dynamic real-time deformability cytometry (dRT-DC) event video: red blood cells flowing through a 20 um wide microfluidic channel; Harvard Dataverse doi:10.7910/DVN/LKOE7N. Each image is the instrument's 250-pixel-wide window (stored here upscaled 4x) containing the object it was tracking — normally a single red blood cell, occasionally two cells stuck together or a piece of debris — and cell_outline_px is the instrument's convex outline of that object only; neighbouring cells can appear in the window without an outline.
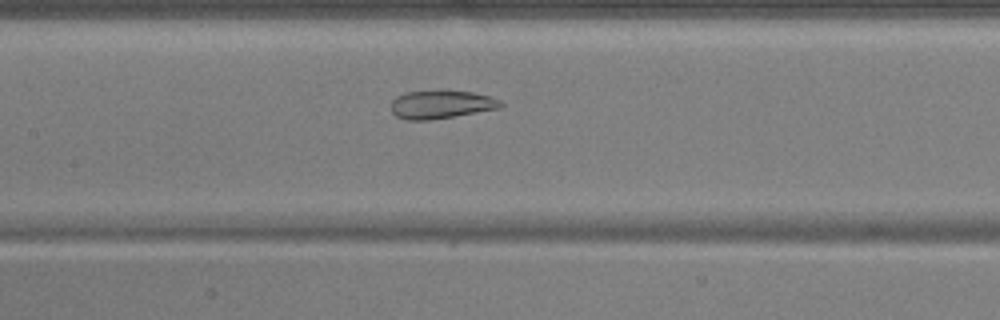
{"species": "common noctule bat (a hibernating species)", "species_latin": "Nyctalus noctula", "temperature_condition": "warm", "stored_images_in_passage": 49, "camera_frame_rate_fps": 3000, "um_per_image_px": 0.085, "animal": {"sex": "male", "body_mass_g": 17.9, "forearm_length_mm": 54.2}, "frame": {"image": 1, "passage_image": 21, "time_ms": 6.667, "image_size_px": [1000, 320], "cell_outline_px": [[504, 104], [500, 108], [428, 120], [408, 120], [396, 116], [392, 112], [392, 100], [396, 96], [408, 92], [440, 88], [472, 92], [488, 96], [500, 100]], "centroid_in_image_um": [37.48, 8.84], "position_along_channel_um": 169.9, "area_um2": 18.32}}
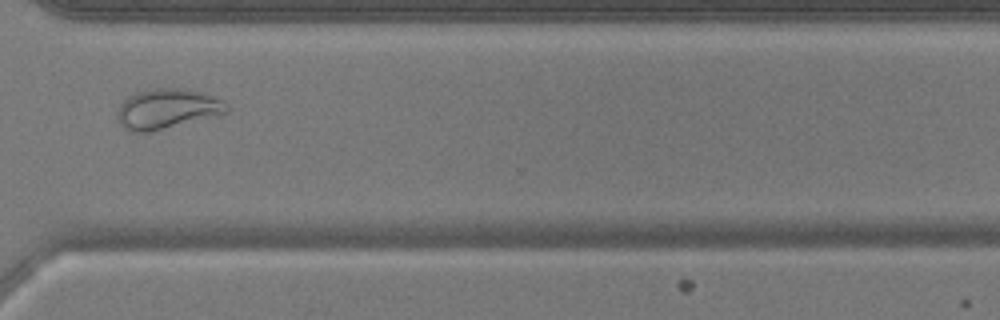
{"frame": {"image": 2, "passage_image": 36, "time_ms": 11.667, "image_size_px": [1000, 320], "cell_outline_px": [[228, 112], [148, 132], [132, 132], [124, 128], [120, 124], [116, 116], [120, 104], [128, 96], [136, 92], [156, 88], [180, 88], [200, 92], [212, 96], [228, 104]], "centroid_in_image_um": [14.15, 9.24], "position_along_channel_um": 356.4, "area_um2": 25.03}}
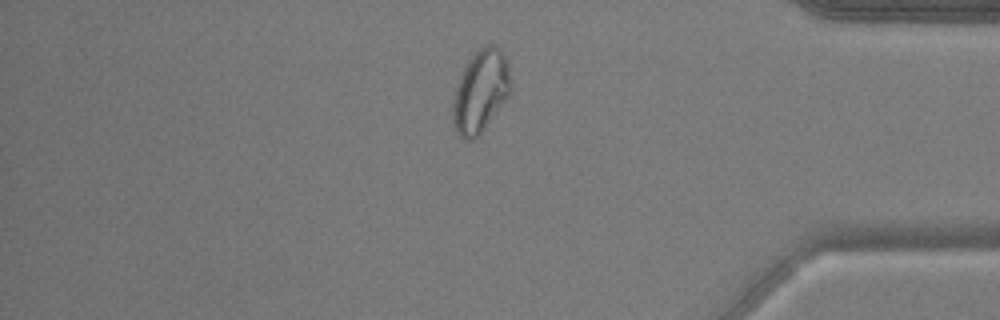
{"frame": {"image": 3, "passage_image": 41, "time_ms": 13.333, "image_size_px": [1000, 320], "cell_outline_px": [[512, 84], [508, 96], [484, 128], [472, 140], [464, 140], [460, 136], [452, 120], [452, 104], [456, 88], [464, 68], [468, 60], [484, 44], [496, 44], [508, 56]], "centroid_in_image_um": [40.88, 7.69], "position_along_channel_um": 394.3, "area_um2": 27.8}, "authors_computed_cell_mechanics": {"area_um2": 25.0274, "velocity_mm_per_s": 3.7283, "shape_relaxation_time_tau1_ms": null, "shape_relaxation_time_tau2_ms": 1.3379, "deformation_change_tau1": null, "deformation_change_tau2": 0.0589}}